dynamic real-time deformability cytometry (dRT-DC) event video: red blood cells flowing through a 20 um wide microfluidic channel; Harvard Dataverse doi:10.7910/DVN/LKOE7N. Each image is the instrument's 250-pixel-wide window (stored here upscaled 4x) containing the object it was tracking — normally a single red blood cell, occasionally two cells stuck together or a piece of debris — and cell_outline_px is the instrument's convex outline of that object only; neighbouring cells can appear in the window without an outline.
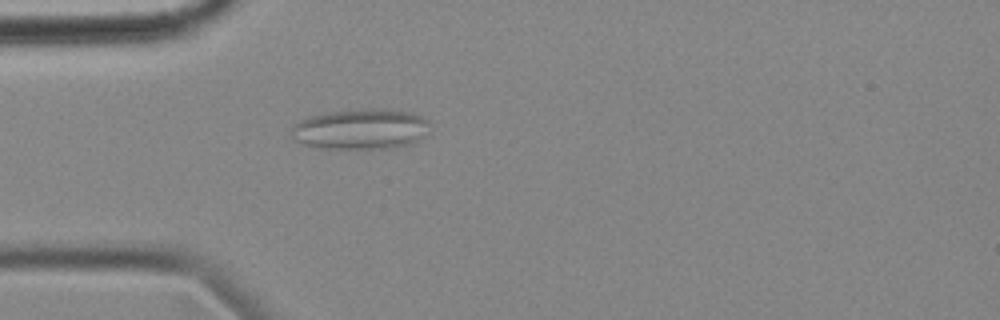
{"species": "common noctule bat (a hibernating species)", "species_latin": "Nyctalus noctula", "temperature_condition": "cold", "stored_images_in_passage": 55, "camera_frame_rate_fps": 3000, "um_per_image_px": 0.085, "animal": {"sex": "female", "body_mass_g": 18.4}, "frame": {"image": 1, "passage_image": 15, "time_ms": 4.667, "image_size_px": [1000, 320], "cell_outline_px": [[428, 124], [424, 136], [408, 144], [388, 148], [320, 148], [304, 144], [296, 140], [292, 136], [292, 128], [300, 120], [312, 116], [328, 112], [364, 108], [384, 108], [412, 112], [428, 120]], "centroid_in_image_um": [30.66, 10.95], "position_along_channel_um": 54.3, "area_um2": 32.37}}
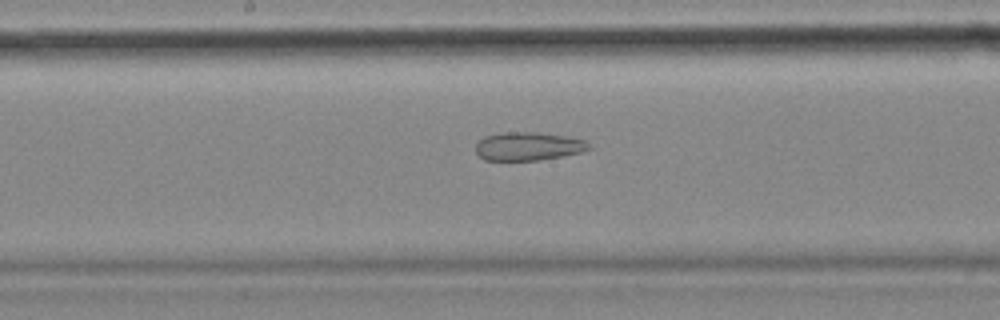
{"frame": {"image": 2, "passage_image": 28, "time_ms": 9.0, "image_size_px": [1000, 320], "cell_outline_px": [[592, 148], [580, 152], [560, 156], [536, 160], [484, 160], [476, 152], [476, 144], [484, 136], [500, 132], [540, 132], [568, 136], [584, 140], [592, 144]], "centroid_in_image_um": [44.91, 12.41], "position_along_channel_um": 203.3, "area_um2": 18.79}}
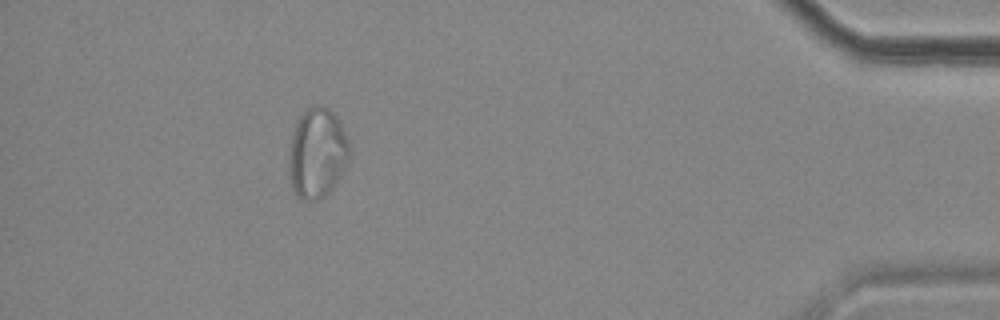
{"frame": {"image": 3, "passage_image": 50, "time_ms": 16.333, "image_size_px": [1000, 320], "cell_outline_px": [[348, 156], [344, 168], [340, 176], [332, 188], [320, 200], [300, 200], [296, 196], [292, 188], [288, 168], [288, 156], [292, 136], [296, 124], [300, 116], [308, 108], [316, 104], [320, 104], [328, 108], [336, 116], [348, 140]], "centroid_in_image_um": [26.92, 13.04], "position_along_channel_um": 408.3, "area_um2": 31.56}, "authors_computed_cell_mechanics": {"area_um2": 28.4954, "velocity_mm_per_s": 3.5646, "shape_relaxation_time_tau1_ms": null, "shape_relaxation_time_tau2_ms": 2.7894, "deformation_change_tau1": null, "deformation_change_tau2": 0.102}}